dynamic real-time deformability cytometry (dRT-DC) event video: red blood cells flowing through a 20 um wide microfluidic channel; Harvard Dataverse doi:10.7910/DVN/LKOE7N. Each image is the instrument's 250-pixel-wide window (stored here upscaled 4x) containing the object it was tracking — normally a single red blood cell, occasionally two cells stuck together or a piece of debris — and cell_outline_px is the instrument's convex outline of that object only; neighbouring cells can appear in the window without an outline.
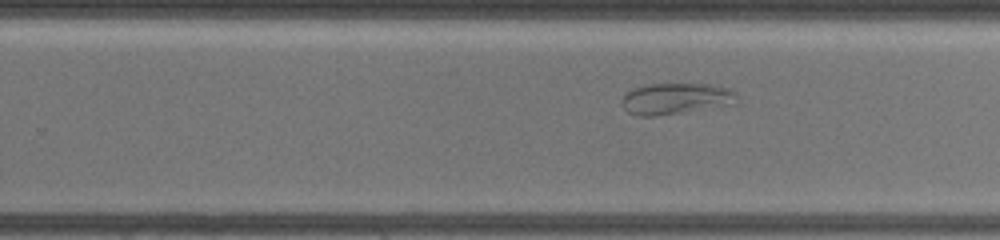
{"species": "common noctule bat (a hibernating species)", "species_latin": "Nyctalus noctula", "temperature_condition": "warm", "stored_images_in_passage": 41, "camera_frame_rate_fps": 3000, "um_per_image_px": 0.085, "animal": {"sex": "female", "body_mass_g": 19.5, "forearm_length_mm": 54.1}, "frame": {"image": 1, "passage_image": 40, "time_ms": 8.0, "image_size_px": [1000, 240], "cell_outline_px": [[740, 104], [656, 116], [636, 116], [628, 112], [620, 104], [620, 100], [632, 88], [648, 84], [708, 84], [728, 88], [736, 92]], "centroid_in_image_um": [57.48, 8.4], "position_along_channel_um": 272.3, "area_um2": 21.39}}